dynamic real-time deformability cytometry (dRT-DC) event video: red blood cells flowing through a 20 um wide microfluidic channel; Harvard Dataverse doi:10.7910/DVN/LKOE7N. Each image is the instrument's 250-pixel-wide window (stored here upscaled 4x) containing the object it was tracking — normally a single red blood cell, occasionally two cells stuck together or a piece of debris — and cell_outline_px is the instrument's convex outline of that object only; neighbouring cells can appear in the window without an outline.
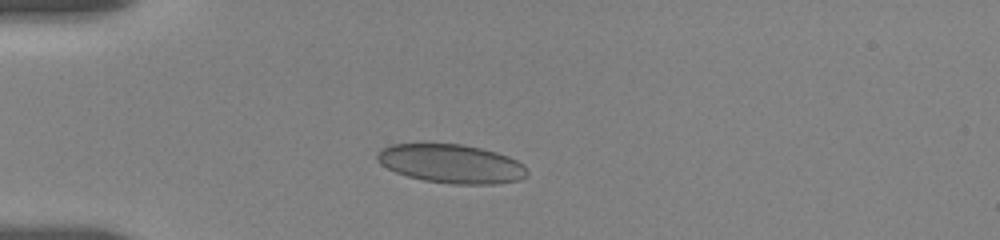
{"species": "human", "species_latin": "Homo sapiens", "temperature_condition": "room temperature", "stored_images_in_passage": 8, "camera_frame_rate_fps": 3000, "um_per_image_px": 0.085, "donor": {"sex": "female"}, "frame": {"image": 1, "passage_image": 7, "time_ms": 2.667, "image_size_px": [1000, 240], "cell_outline_px": [[528, 176], [520, 180], [496, 184], [452, 184], [424, 180], [408, 176], [396, 172], [380, 164], [376, 160], [376, 152], [380, 148], [392, 144], [460, 144], [480, 148], [496, 152], [508, 156], [524, 164], [528, 172]], "centroid_in_image_um": [38.36, 13.92], "position_along_channel_um": 46.6, "area_um2": 34.04}}